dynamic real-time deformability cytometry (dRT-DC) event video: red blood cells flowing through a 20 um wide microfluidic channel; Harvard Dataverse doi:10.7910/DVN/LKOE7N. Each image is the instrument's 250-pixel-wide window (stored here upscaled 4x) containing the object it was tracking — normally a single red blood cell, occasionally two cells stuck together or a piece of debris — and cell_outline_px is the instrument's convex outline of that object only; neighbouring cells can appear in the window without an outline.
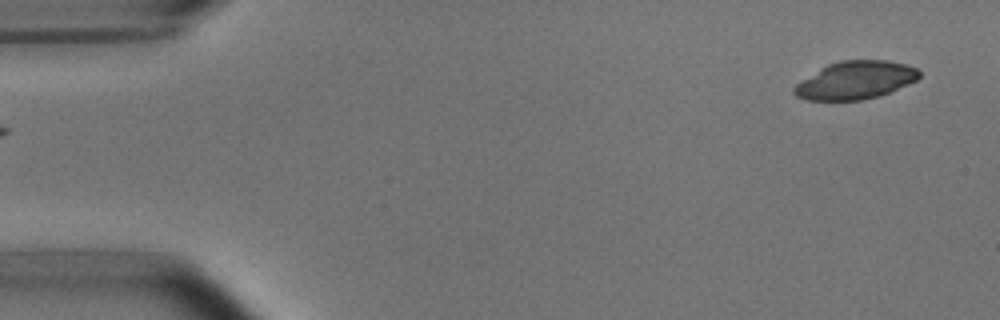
{"species": "common noctule bat (a hibernating species)", "species_latin": "Nyctalus noctula", "temperature_condition": "room temperature", "stored_images_in_passage": 5, "segment_of_instrument_passage": [2, 2], "camera_frame_rate_fps": 3000, "um_per_image_px": 0.085, "animal": {"sex": "male", "body_mass_g": 15.6}, "frame": {"image": 1, "passage_image": 5, "time_ms": 1.333, "image_size_px": [1000, 320], "cell_outline_px": [[920, 76], [916, 80], [908, 84], [880, 96], [860, 100], [804, 100], [796, 96], [792, 92], [792, 88], [796, 84], [820, 68], [828, 64], [840, 60], [888, 60], [908, 64], [916, 68], [920, 72]], "centroid_in_image_um": [72.71, 6.81], "position_along_channel_um": 12.3, "area_um2": 27.74}}